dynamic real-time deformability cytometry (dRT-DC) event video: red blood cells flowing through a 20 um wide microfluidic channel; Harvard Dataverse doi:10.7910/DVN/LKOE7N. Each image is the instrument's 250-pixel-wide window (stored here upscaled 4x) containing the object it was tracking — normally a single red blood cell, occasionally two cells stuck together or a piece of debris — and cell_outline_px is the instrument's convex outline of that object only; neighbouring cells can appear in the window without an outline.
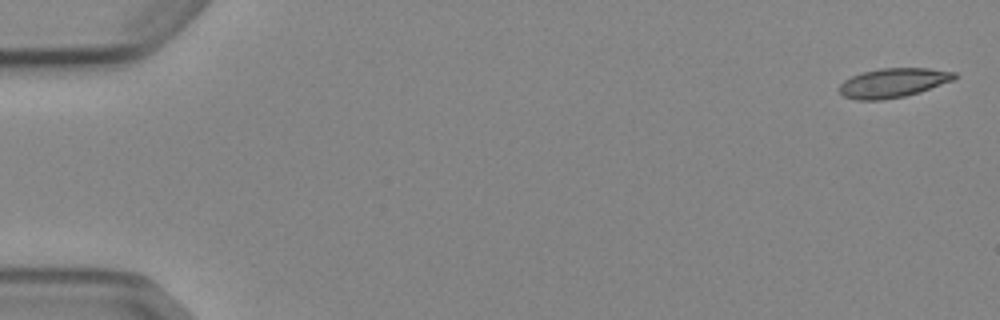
{"species": "Egyptian fruit bat (a non-hibernating species)", "species_latin": "Rousettus aegyptiacus", "temperature_condition": "cold", "stored_images_in_passage": 5, "camera_frame_rate_fps": 3000, "um_per_image_px": 0.085, "animal": {"sex": "female"}, "frame": {"image": 1, "passage_image": 1, "time_ms": 0.0, "image_size_px": [1000, 320], "cell_outline_px": [[960, 76], [952, 80], [920, 92], [904, 96], [884, 100], [856, 100], [844, 96], [840, 92], [840, 84], [844, 80], [852, 76], [864, 72], [880, 68], [928, 68], [956, 72]], "centroid_in_image_um": [75.93, 7.04], "position_along_channel_um": 9.1, "area_um2": 19.59}}
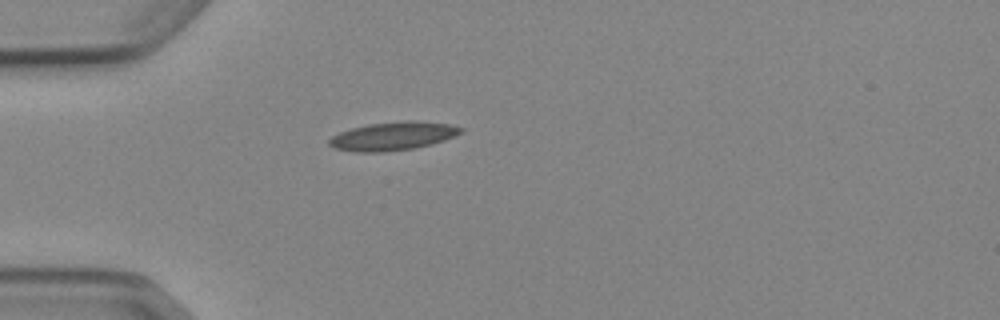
{"frame": {"image": 2, "passage_image": 4, "time_ms": 4.667, "image_size_px": [1000, 320], "cell_outline_px": [[464, 132], [444, 140], [432, 144], [416, 148], [384, 152], [356, 152], [332, 148], [328, 144], [328, 140], [332, 136], [340, 132], [352, 128], [368, 124], [408, 120], [416, 120], [448, 124], [464, 128]], "centroid_in_image_um": [33.4, 11.57], "position_along_channel_um": 51.6, "area_um2": 21.96}}